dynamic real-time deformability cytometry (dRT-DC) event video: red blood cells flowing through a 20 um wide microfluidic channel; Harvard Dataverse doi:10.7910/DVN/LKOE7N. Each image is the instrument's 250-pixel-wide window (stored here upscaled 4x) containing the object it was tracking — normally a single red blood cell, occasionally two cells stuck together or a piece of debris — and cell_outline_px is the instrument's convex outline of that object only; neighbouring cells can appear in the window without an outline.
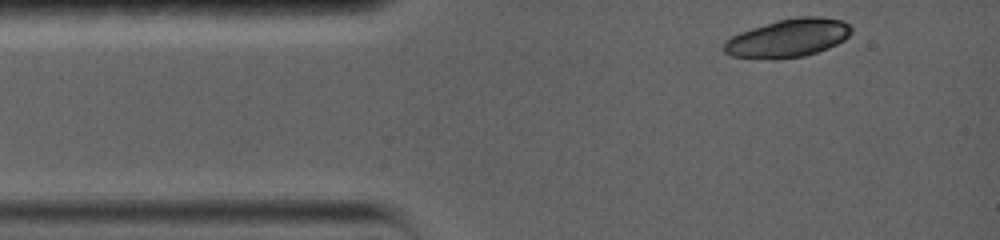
{"species": "common noctule bat (a hibernating species)", "species_latin": "Nyctalus noctula", "temperature_condition": "warm", "stored_images_in_passage": 4, "camera_frame_rate_fps": 5000, "um_per_image_px": 0.085, "animal": {"sex": "female", "body_mass_g": 19.0, "forearm_length_mm": 56.7}, "frame": {"image": 1, "passage_image": 1, "time_ms": 0.0, "image_size_px": [1000, 240], "cell_outline_px": [[852, 32], [844, 40], [828, 48], [804, 56], [776, 60], [772, 60], [728, 56], [724, 52], [724, 40], [740, 32], [776, 20], [796, 16], [820, 16], [844, 20], [852, 28]], "centroid_in_image_um": [66.97, 3.24], "position_along_channel_um": 18.0, "area_um2": 28.84}}